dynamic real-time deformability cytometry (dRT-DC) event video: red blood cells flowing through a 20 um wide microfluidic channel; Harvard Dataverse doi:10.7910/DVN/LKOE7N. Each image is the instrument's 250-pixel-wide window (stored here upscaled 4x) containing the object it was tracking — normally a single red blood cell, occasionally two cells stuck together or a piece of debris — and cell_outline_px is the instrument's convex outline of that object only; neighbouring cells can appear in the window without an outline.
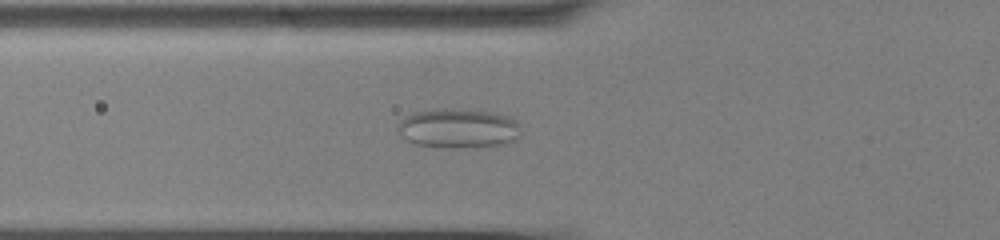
{"species": "common noctule bat (a hibernating species)", "species_latin": "Nyctalus noctula", "temperature_condition": "cold", "stored_images_in_passage": 58, "camera_frame_rate_fps": 3000, "um_per_image_px": 0.085, "animal": {"sex": "male", "body_mass_g": 13.0, "forearm_length_mm": 53.1}, "frame": {"image": 1, "passage_image": 22, "time_ms": 7.0, "image_size_px": [1000, 240], "cell_outline_px": [[516, 140], [504, 144], [460, 148], [448, 148], [416, 144], [408, 140], [400, 132], [400, 120], [412, 112], [452, 108], [496, 112], [508, 116], [516, 120]], "centroid_in_image_um": [38.95, 10.9], "position_along_channel_um": 86.8, "area_um2": 27.86}}
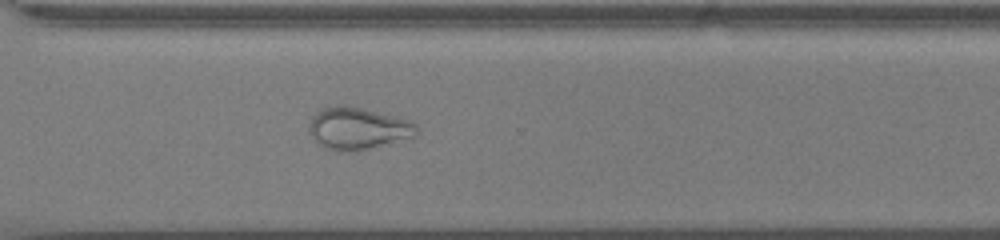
{"frame": {"image": 2, "passage_image": 43, "time_ms": 14.0, "image_size_px": [1000, 240], "cell_outline_px": [[420, 132], [416, 136], [356, 152], [340, 152], [328, 148], [320, 144], [308, 132], [308, 124], [312, 116], [320, 108], [336, 104], [360, 108], [396, 116], [412, 120], [416, 124]], "centroid_in_image_um": [30.43, 10.91], "position_along_channel_um": 340.2, "area_um2": 26.7}}
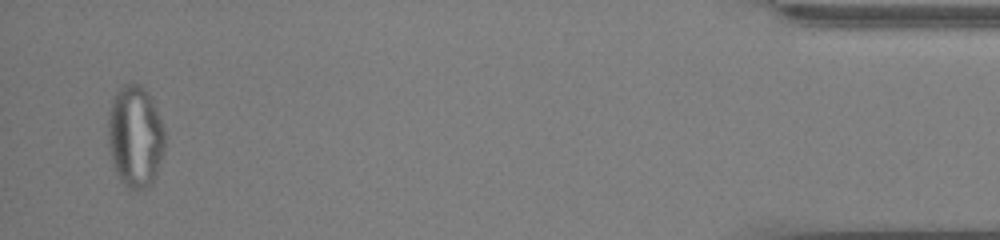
{"frame": {"image": 3, "passage_image": 56, "time_ms": 18.333, "image_size_px": [1000, 240], "cell_outline_px": [[164, 152], [156, 176], [148, 188], [140, 192], [128, 188], [120, 180], [112, 164], [108, 144], [108, 108], [120, 84], [136, 80], [148, 92], [156, 108], [164, 128]], "centroid_in_image_um": [11.48, 11.58], "position_along_channel_um": 423.7, "area_um2": 34.62}}